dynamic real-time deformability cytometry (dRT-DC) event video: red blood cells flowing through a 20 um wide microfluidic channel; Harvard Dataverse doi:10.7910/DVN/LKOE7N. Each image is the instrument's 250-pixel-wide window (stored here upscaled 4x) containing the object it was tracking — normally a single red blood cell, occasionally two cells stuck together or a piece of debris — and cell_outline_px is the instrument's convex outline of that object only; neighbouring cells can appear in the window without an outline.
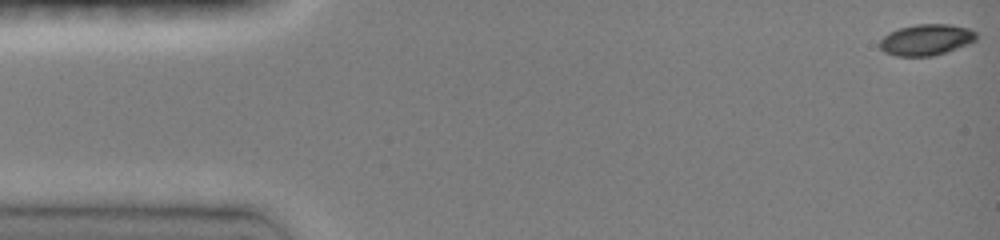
{"species": "common noctule bat (a hibernating species)", "species_latin": "Nyctalus noctula", "temperature_condition": "room temperature", "stored_images_in_passage": 47, "camera_frame_rate_fps": 3000, "um_per_image_px": 0.085, "animal": {"sex": "female", "body_mass_g": 19.0, "forearm_length_mm": 51.5}, "frame": {"image": 1, "passage_image": 1, "time_ms": 0.0, "image_size_px": [1000, 240], "cell_outline_px": [[976, 40], [968, 44], [932, 56], [896, 56], [884, 52], [880, 48], [880, 40], [888, 32], [900, 28], [916, 24], [948, 24], [968, 28], [976, 32]], "centroid_in_image_um": [78.71, 3.37], "position_along_channel_um": 6.3, "area_um2": 17.4}}
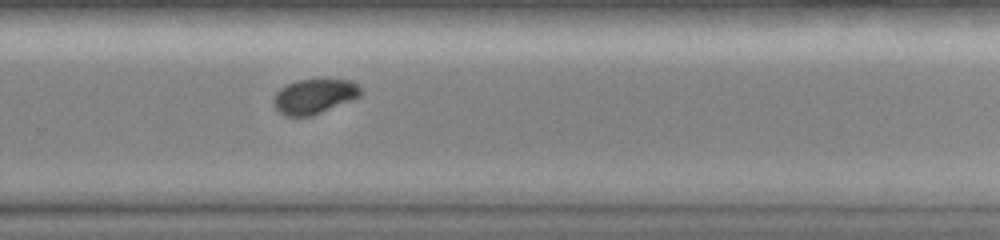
{"frame": {"image": 2, "passage_image": 32, "time_ms": 10.333, "image_size_px": [1000, 240], "cell_outline_px": [[360, 96], [352, 100], [312, 116], [284, 116], [272, 104], [272, 100], [276, 92], [280, 88], [296, 80], [352, 80], [360, 88]], "centroid_in_image_um": [26.68, 8.2], "position_along_channel_um": 303.1, "area_um2": 17.57}}
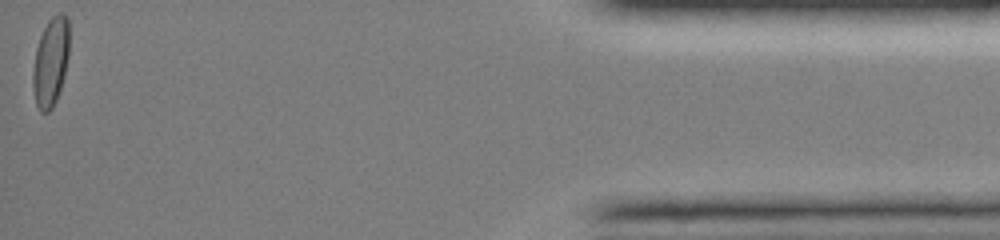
{"frame": {"image": 3, "passage_image": 47, "time_ms": 15.333, "image_size_px": [1000, 240], "cell_outline_px": [[68, 56], [64, 76], [56, 100], [52, 108], [48, 112], [40, 112], [36, 104], [32, 84], [32, 72], [36, 48], [40, 36], [48, 20], [56, 12], [64, 12], [68, 16]], "centroid_in_image_um": [4.3, 5.23], "position_along_channel_um": 430.9, "area_um2": 18.9}, "authors_computed_cell_mechanics": {"area_um2": 18.0336, "velocity_mm_per_s": 4.0991, "shape_relaxation_time_tau1_ms": 4.0118, "shape_relaxation_time_tau2_ms": null, "deformation_change_tau1": 0.1044, "deformation_change_tau2": null}}